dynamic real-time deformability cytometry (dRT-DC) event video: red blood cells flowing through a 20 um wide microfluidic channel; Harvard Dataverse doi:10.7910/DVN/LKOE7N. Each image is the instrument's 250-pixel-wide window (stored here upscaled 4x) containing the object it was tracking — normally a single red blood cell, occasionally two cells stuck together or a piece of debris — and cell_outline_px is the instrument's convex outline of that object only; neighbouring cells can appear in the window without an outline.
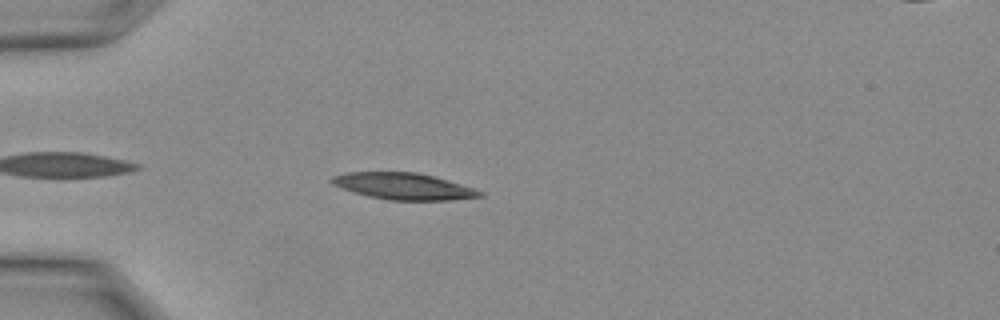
{"species": "Egyptian fruit bat (a non-hibernating species)", "species_latin": "Rousettus aegyptiacus", "temperature_condition": "warm", "stored_images_in_passage": 8, "camera_frame_rate_fps": 3000, "um_per_image_px": 0.085, "animal": {"sex": "female"}, "frame": {"image": 1, "passage_image": 2, "time_ms": 0.333, "image_size_px": [1000, 320], "cell_outline_px": [[484, 196], [448, 200], [388, 200], [368, 196], [332, 184], [328, 180], [332, 176], [348, 172], [416, 172], [432, 176], [460, 184], [484, 192]], "centroid_in_image_um": [34.28, 15.83], "position_along_channel_um": 50.7, "area_um2": 22.6}}
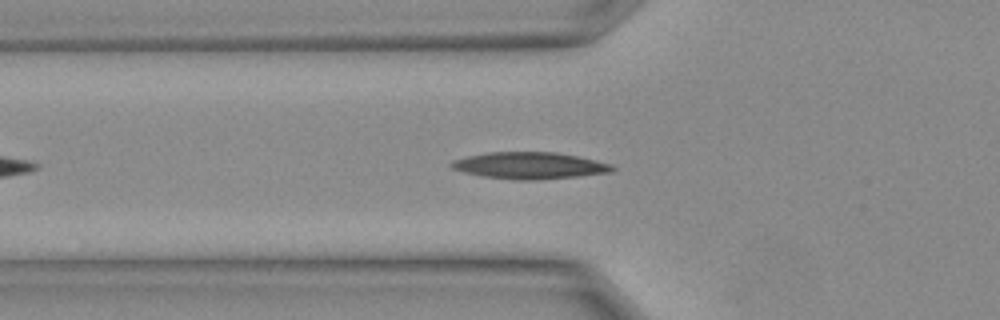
{"frame": {"image": 2, "passage_image": 4, "time_ms": 1.0, "image_size_px": [1000, 320], "cell_outline_px": [[616, 168], [612, 172], [580, 176], [532, 180], [520, 180], [480, 176], [464, 172], [452, 168], [448, 164], [452, 160], [468, 156], [488, 152], [556, 152], [576, 156], [612, 164]], "centroid_in_image_um": [45.01, 14.07], "position_along_channel_um": 80.8, "area_um2": 25.03}}